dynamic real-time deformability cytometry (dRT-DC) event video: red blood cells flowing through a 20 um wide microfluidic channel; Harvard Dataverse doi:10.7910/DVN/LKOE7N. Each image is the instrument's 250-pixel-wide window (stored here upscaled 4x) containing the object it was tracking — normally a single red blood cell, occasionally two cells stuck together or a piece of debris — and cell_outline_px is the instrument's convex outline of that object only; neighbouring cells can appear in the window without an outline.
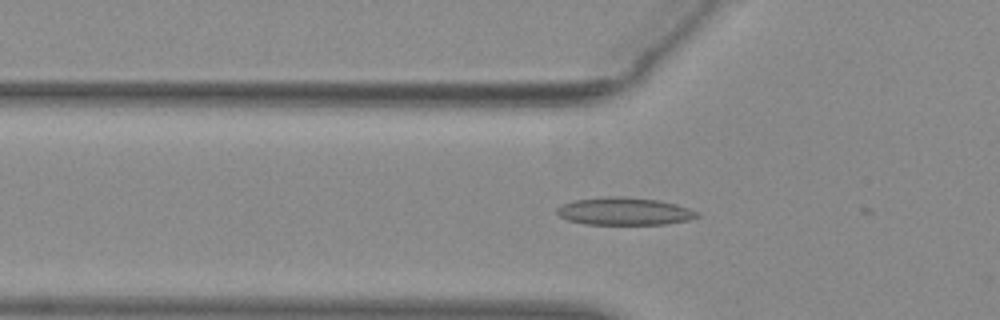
{"species": "common noctule bat (a hibernating species)", "species_latin": "Nyctalus noctula", "temperature_condition": "warm", "stored_images_in_passage": 22, "camera_frame_rate_fps": 3000, "um_per_image_px": 0.085, "animal": {"sex": "female", "body_mass_g": 29.2, "forearm_length_mm": 56.3}, "frame": {"image": 1, "passage_image": 18, "time_ms": 5.667, "image_size_px": [1000, 320], "cell_outline_px": [[700, 216], [688, 220], [664, 224], [584, 224], [568, 220], [560, 216], [556, 212], [556, 208], [564, 204], [576, 200], [604, 196], [620, 196], [660, 200], [676, 204], [700, 212]], "centroid_in_image_um": [53.09, 17.95], "position_along_channel_um": 72.7, "area_um2": 22.54}}
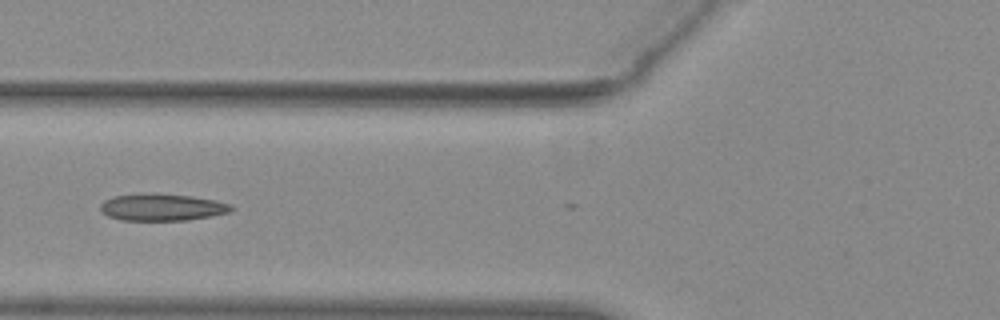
{"frame": {"image": 2, "passage_image": 21, "time_ms": 6.667, "image_size_px": [1000, 320], "cell_outline_px": [[236, 208], [232, 212], [212, 216], [188, 220], [120, 220], [108, 216], [100, 212], [100, 204], [104, 200], [112, 196], [152, 192], [192, 196], [212, 200], [228, 204]], "centroid_in_image_um": [13.74, 17.61], "position_along_channel_um": 112.1, "area_um2": 20.87}}